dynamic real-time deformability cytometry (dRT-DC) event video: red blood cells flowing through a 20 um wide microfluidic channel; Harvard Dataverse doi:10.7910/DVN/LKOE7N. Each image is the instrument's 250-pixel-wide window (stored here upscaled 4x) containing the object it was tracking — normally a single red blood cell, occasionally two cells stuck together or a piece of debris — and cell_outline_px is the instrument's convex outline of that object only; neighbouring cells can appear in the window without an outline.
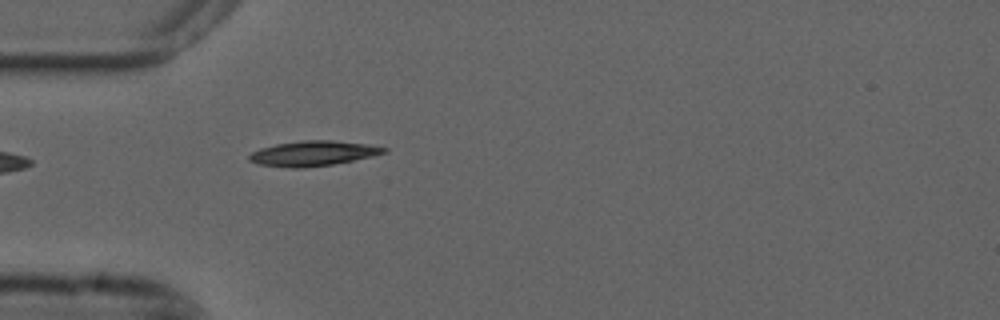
{"species": "common noctule bat (a hibernating species)", "species_latin": "Nyctalus noctula", "temperature_condition": "cold", "stored_images_in_passage": 37, "camera_frame_rate_fps": 3000, "um_per_image_px": 0.085, "animal": {"sex": "male", "forearm_length_mm": 52.5}, "frame": {"image": 1, "passage_image": 1, "time_ms": 0.0, "image_size_px": [1000, 320], "cell_outline_px": [[388, 152], [372, 156], [332, 164], [304, 168], [292, 168], [260, 164], [248, 160], [248, 156], [252, 152], [260, 148], [276, 144], [300, 140], [332, 140], [368, 144], [388, 148]], "centroid_in_image_um": [26.61, 13.03], "position_along_channel_um": 58.4, "area_um2": 19.59}}
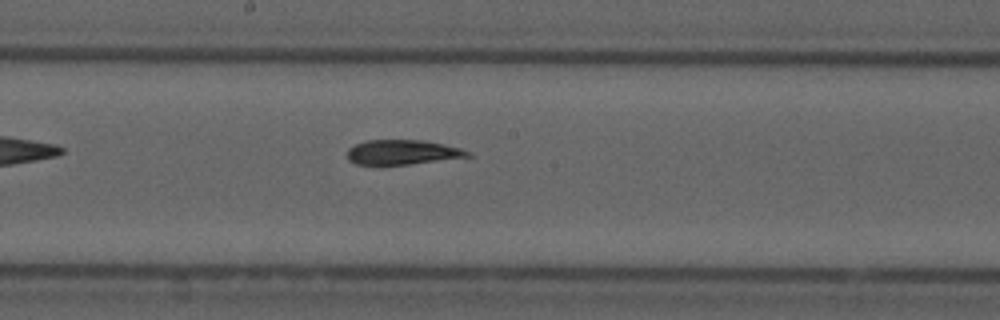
{"frame": {"image": 2, "passage_image": 14, "time_ms": 4.333, "image_size_px": [1000, 320], "cell_outline_px": [[472, 156], [408, 164], [356, 164], [348, 160], [348, 148], [356, 144], [368, 140], [420, 140], [460, 148], [468, 152]], "centroid_in_image_um": [34.16, 12.94], "position_along_channel_um": 214.0, "area_um2": 16.88}}
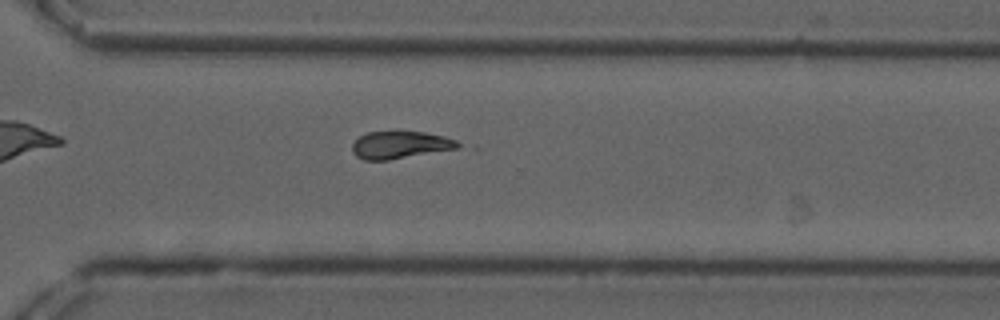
{"frame": {"image": 3, "passage_image": 24, "time_ms": 7.667, "image_size_px": [1000, 320], "cell_outline_px": [[464, 144], [460, 148], [388, 160], [364, 160], [356, 156], [352, 152], [352, 144], [360, 136], [368, 132], [424, 132], [444, 136], [456, 140]], "centroid_in_image_um": [34.05, 12.32], "position_along_channel_um": 336.6, "area_um2": 16.88}, "authors_computed_cell_mechanics": {"area_um2": 18.6694, "velocity_mm_per_s": 3.6803, "shape_relaxation_time_tau1_ms": null, "shape_relaxation_time_tau2_ms": 5.6995, "deformation_change_tau1": null, "deformation_change_tau2": 0.1353}}